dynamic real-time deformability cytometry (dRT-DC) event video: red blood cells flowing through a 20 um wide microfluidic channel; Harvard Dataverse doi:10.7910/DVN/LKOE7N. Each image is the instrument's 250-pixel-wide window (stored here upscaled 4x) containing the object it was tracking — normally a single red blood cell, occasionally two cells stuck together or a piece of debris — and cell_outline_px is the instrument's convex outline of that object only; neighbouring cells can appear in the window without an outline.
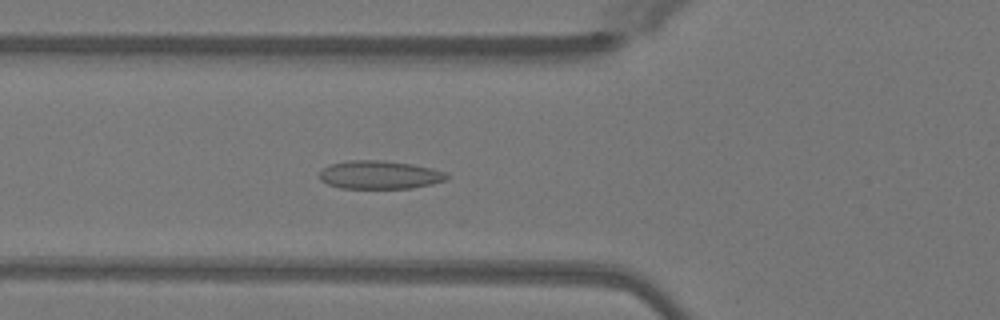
{"species": "Egyptian fruit bat (a non-hibernating species)", "species_latin": "Rousettus aegyptiacus", "temperature_condition": "warm", "stored_images_in_passage": 51, "camera_frame_rate_fps": 3000, "um_per_image_px": 0.085, "animal": {"sex": "female"}, "frame": {"image": 1, "passage_image": 19, "time_ms": 6.0, "image_size_px": [1000, 320], "cell_outline_px": [[448, 176], [444, 180], [432, 184], [412, 188], [340, 188], [328, 184], [320, 180], [320, 172], [328, 164], [348, 160], [380, 160], [412, 164], [432, 168], [448, 172]], "centroid_in_image_um": [32.26, 14.85], "position_along_channel_um": 93.5, "area_um2": 21.04}}
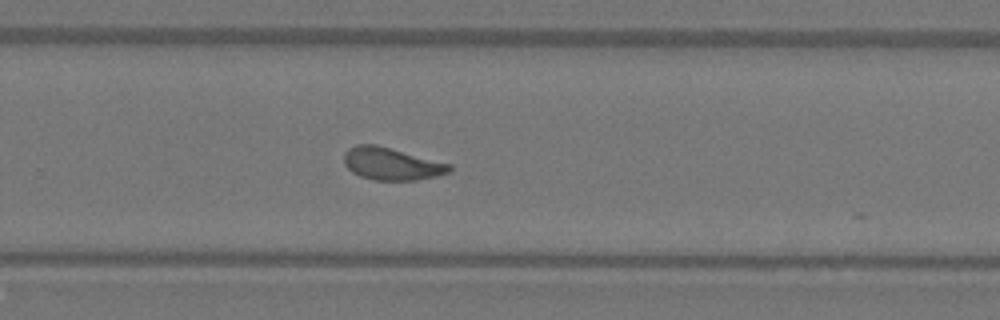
{"frame": {"image": 2, "passage_image": 34, "time_ms": 11.0, "image_size_px": [1000, 320], "cell_outline_px": [[452, 168], [448, 172], [436, 176], [416, 180], [372, 180], [360, 176], [352, 172], [344, 164], [344, 152], [348, 148], [356, 144], [376, 144], [452, 164]], "centroid_in_image_um": [33.26, 13.92], "position_along_channel_um": 296.5, "area_um2": 20.0}}
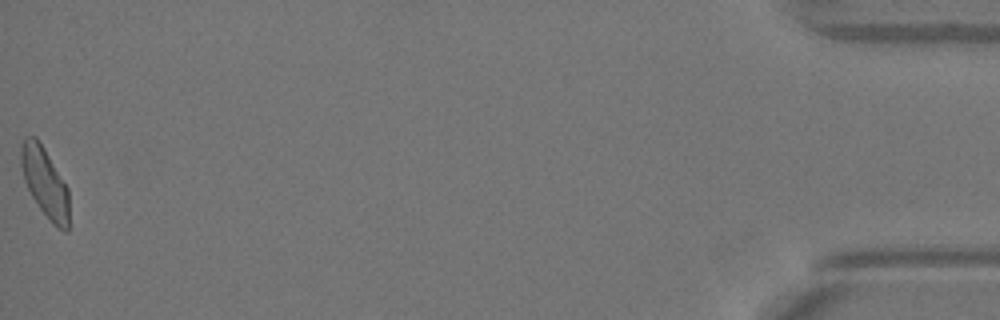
{"frame": {"image": 3, "passage_image": 51, "time_ms": 16.667, "image_size_px": [1000, 320], "cell_outline_px": [[68, 232], [64, 232], [52, 224], [40, 208], [32, 196], [24, 180], [20, 164], [20, 144], [24, 136], [36, 136], [44, 148], [68, 188]], "centroid_in_image_um": [3.79, 15.48], "position_along_channel_um": 431.4, "area_um2": 19.54}, "authors_computed_cell_mechanics": {"area_um2": 19.9988, "velocity_mm_per_s": 4.0656, "shape_relaxation_time_tau1_ms": 5.846, "shape_relaxation_time_tau2_ms": 1.0417, "deformation_change_tau1": 0.1331, "deformation_change_tau2": 0.0764}}